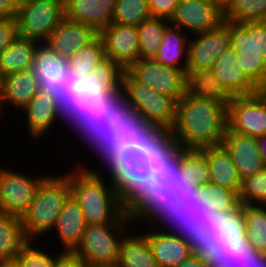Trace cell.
I'll return each mask as SVG.
<instances>
[{"instance_id": "obj_1", "label": "cell", "mask_w": 266, "mask_h": 267, "mask_svg": "<svg viewBox=\"0 0 266 267\" xmlns=\"http://www.w3.org/2000/svg\"><path fill=\"white\" fill-rule=\"evenodd\" d=\"M184 150L168 141L124 176L126 210L133 222L142 221L155 228L154 224L157 225L176 194L199 190L198 185L190 184L182 177Z\"/></svg>"}, {"instance_id": "obj_2", "label": "cell", "mask_w": 266, "mask_h": 267, "mask_svg": "<svg viewBox=\"0 0 266 267\" xmlns=\"http://www.w3.org/2000/svg\"><path fill=\"white\" fill-rule=\"evenodd\" d=\"M130 108L125 94L114 84L81 93L65 112V118L98 154L107 143L115 140L118 124Z\"/></svg>"}, {"instance_id": "obj_3", "label": "cell", "mask_w": 266, "mask_h": 267, "mask_svg": "<svg viewBox=\"0 0 266 267\" xmlns=\"http://www.w3.org/2000/svg\"><path fill=\"white\" fill-rule=\"evenodd\" d=\"M168 142V132L144 119L132 107L118 124L116 138L99 152V158L109 168L125 176Z\"/></svg>"}, {"instance_id": "obj_4", "label": "cell", "mask_w": 266, "mask_h": 267, "mask_svg": "<svg viewBox=\"0 0 266 267\" xmlns=\"http://www.w3.org/2000/svg\"><path fill=\"white\" fill-rule=\"evenodd\" d=\"M227 129V108L185 93L177 101L176 122L168 141L186 150L220 146Z\"/></svg>"}, {"instance_id": "obj_5", "label": "cell", "mask_w": 266, "mask_h": 267, "mask_svg": "<svg viewBox=\"0 0 266 267\" xmlns=\"http://www.w3.org/2000/svg\"><path fill=\"white\" fill-rule=\"evenodd\" d=\"M64 174L69 179L71 195L84 213L87 225L118 223L126 214L124 176L111 172L110 184L102 175L84 168ZM105 181V182H104Z\"/></svg>"}, {"instance_id": "obj_6", "label": "cell", "mask_w": 266, "mask_h": 267, "mask_svg": "<svg viewBox=\"0 0 266 267\" xmlns=\"http://www.w3.org/2000/svg\"><path fill=\"white\" fill-rule=\"evenodd\" d=\"M181 234L190 241L194 253L207 261L216 254L254 252L247 244L241 208L229 215L213 212L200 226H187Z\"/></svg>"}, {"instance_id": "obj_7", "label": "cell", "mask_w": 266, "mask_h": 267, "mask_svg": "<svg viewBox=\"0 0 266 267\" xmlns=\"http://www.w3.org/2000/svg\"><path fill=\"white\" fill-rule=\"evenodd\" d=\"M70 196L71 187L65 175H48L38 187L29 210L21 218L26 239L33 241L35 237L53 230Z\"/></svg>"}, {"instance_id": "obj_8", "label": "cell", "mask_w": 266, "mask_h": 267, "mask_svg": "<svg viewBox=\"0 0 266 267\" xmlns=\"http://www.w3.org/2000/svg\"><path fill=\"white\" fill-rule=\"evenodd\" d=\"M115 84L125 94L127 103L144 119L166 132L176 122L177 101L136 81L126 70L116 72Z\"/></svg>"}, {"instance_id": "obj_9", "label": "cell", "mask_w": 266, "mask_h": 267, "mask_svg": "<svg viewBox=\"0 0 266 267\" xmlns=\"http://www.w3.org/2000/svg\"><path fill=\"white\" fill-rule=\"evenodd\" d=\"M242 72L258 87L266 74V21L230 22V43Z\"/></svg>"}, {"instance_id": "obj_10", "label": "cell", "mask_w": 266, "mask_h": 267, "mask_svg": "<svg viewBox=\"0 0 266 267\" xmlns=\"http://www.w3.org/2000/svg\"><path fill=\"white\" fill-rule=\"evenodd\" d=\"M131 222L134 224L127 213L118 223L87 225L74 252L86 264L117 265L124 231L129 230L127 225Z\"/></svg>"}, {"instance_id": "obj_11", "label": "cell", "mask_w": 266, "mask_h": 267, "mask_svg": "<svg viewBox=\"0 0 266 267\" xmlns=\"http://www.w3.org/2000/svg\"><path fill=\"white\" fill-rule=\"evenodd\" d=\"M68 60L72 81L81 93L115 84L116 73L106 61L104 44L99 34Z\"/></svg>"}, {"instance_id": "obj_12", "label": "cell", "mask_w": 266, "mask_h": 267, "mask_svg": "<svg viewBox=\"0 0 266 267\" xmlns=\"http://www.w3.org/2000/svg\"><path fill=\"white\" fill-rule=\"evenodd\" d=\"M64 18V0H35L18 9L19 36L46 43Z\"/></svg>"}, {"instance_id": "obj_13", "label": "cell", "mask_w": 266, "mask_h": 267, "mask_svg": "<svg viewBox=\"0 0 266 267\" xmlns=\"http://www.w3.org/2000/svg\"><path fill=\"white\" fill-rule=\"evenodd\" d=\"M126 71L141 84L178 101L186 93V71L162 65L150 59H139Z\"/></svg>"}, {"instance_id": "obj_14", "label": "cell", "mask_w": 266, "mask_h": 267, "mask_svg": "<svg viewBox=\"0 0 266 267\" xmlns=\"http://www.w3.org/2000/svg\"><path fill=\"white\" fill-rule=\"evenodd\" d=\"M99 35L104 44L106 61L115 73L126 70L140 59L137 26L111 23Z\"/></svg>"}, {"instance_id": "obj_15", "label": "cell", "mask_w": 266, "mask_h": 267, "mask_svg": "<svg viewBox=\"0 0 266 267\" xmlns=\"http://www.w3.org/2000/svg\"><path fill=\"white\" fill-rule=\"evenodd\" d=\"M227 128L253 138L266 134V99L258 93L235 96L227 108Z\"/></svg>"}, {"instance_id": "obj_16", "label": "cell", "mask_w": 266, "mask_h": 267, "mask_svg": "<svg viewBox=\"0 0 266 267\" xmlns=\"http://www.w3.org/2000/svg\"><path fill=\"white\" fill-rule=\"evenodd\" d=\"M46 177L31 178L6 168L1 178L0 212L22 218Z\"/></svg>"}, {"instance_id": "obj_17", "label": "cell", "mask_w": 266, "mask_h": 267, "mask_svg": "<svg viewBox=\"0 0 266 267\" xmlns=\"http://www.w3.org/2000/svg\"><path fill=\"white\" fill-rule=\"evenodd\" d=\"M198 192L199 190H192L176 194L165 214L157 221L160 222L158 225L161 224L159 227L165 225L166 228L170 227V231L174 229L175 232L182 233L187 226H200L207 220L214 211L199 197Z\"/></svg>"}, {"instance_id": "obj_18", "label": "cell", "mask_w": 266, "mask_h": 267, "mask_svg": "<svg viewBox=\"0 0 266 267\" xmlns=\"http://www.w3.org/2000/svg\"><path fill=\"white\" fill-rule=\"evenodd\" d=\"M194 37L188 43L186 71L212 69L217 58L229 46L230 22L224 21L216 29L194 34Z\"/></svg>"}, {"instance_id": "obj_19", "label": "cell", "mask_w": 266, "mask_h": 267, "mask_svg": "<svg viewBox=\"0 0 266 267\" xmlns=\"http://www.w3.org/2000/svg\"><path fill=\"white\" fill-rule=\"evenodd\" d=\"M38 86V91L47 93L57 104L59 82L63 73H71L68 59L52 50L46 43L39 44L29 68Z\"/></svg>"}, {"instance_id": "obj_20", "label": "cell", "mask_w": 266, "mask_h": 267, "mask_svg": "<svg viewBox=\"0 0 266 267\" xmlns=\"http://www.w3.org/2000/svg\"><path fill=\"white\" fill-rule=\"evenodd\" d=\"M223 22L224 15L207 0H179L170 20L172 25L195 34L216 29Z\"/></svg>"}, {"instance_id": "obj_21", "label": "cell", "mask_w": 266, "mask_h": 267, "mask_svg": "<svg viewBox=\"0 0 266 267\" xmlns=\"http://www.w3.org/2000/svg\"><path fill=\"white\" fill-rule=\"evenodd\" d=\"M162 229L164 228H156L152 233L146 232L143 235L148 240L158 267L179 266L194 254L192 244L181 233Z\"/></svg>"}, {"instance_id": "obj_22", "label": "cell", "mask_w": 266, "mask_h": 267, "mask_svg": "<svg viewBox=\"0 0 266 267\" xmlns=\"http://www.w3.org/2000/svg\"><path fill=\"white\" fill-rule=\"evenodd\" d=\"M221 145L230 154L240 180L266 167L253 137L232 132L227 128Z\"/></svg>"}, {"instance_id": "obj_23", "label": "cell", "mask_w": 266, "mask_h": 267, "mask_svg": "<svg viewBox=\"0 0 266 267\" xmlns=\"http://www.w3.org/2000/svg\"><path fill=\"white\" fill-rule=\"evenodd\" d=\"M236 60V51L229 45L212 67L214 76L232 96H248L257 93V86L242 72Z\"/></svg>"}, {"instance_id": "obj_24", "label": "cell", "mask_w": 266, "mask_h": 267, "mask_svg": "<svg viewBox=\"0 0 266 267\" xmlns=\"http://www.w3.org/2000/svg\"><path fill=\"white\" fill-rule=\"evenodd\" d=\"M98 33L86 24L64 18L54 29L46 44L63 58H71Z\"/></svg>"}, {"instance_id": "obj_25", "label": "cell", "mask_w": 266, "mask_h": 267, "mask_svg": "<svg viewBox=\"0 0 266 267\" xmlns=\"http://www.w3.org/2000/svg\"><path fill=\"white\" fill-rule=\"evenodd\" d=\"M115 0H64L65 18L86 24L98 34L111 24Z\"/></svg>"}, {"instance_id": "obj_26", "label": "cell", "mask_w": 266, "mask_h": 267, "mask_svg": "<svg viewBox=\"0 0 266 267\" xmlns=\"http://www.w3.org/2000/svg\"><path fill=\"white\" fill-rule=\"evenodd\" d=\"M27 116V129L29 135L39 139L52 128L57 118H64L65 113L47 93L37 92L30 103L23 108Z\"/></svg>"}, {"instance_id": "obj_27", "label": "cell", "mask_w": 266, "mask_h": 267, "mask_svg": "<svg viewBox=\"0 0 266 267\" xmlns=\"http://www.w3.org/2000/svg\"><path fill=\"white\" fill-rule=\"evenodd\" d=\"M86 226L83 210L71 195L54 226L63 246L61 251L74 252L81 243Z\"/></svg>"}, {"instance_id": "obj_28", "label": "cell", "mask_w": 266, "mask_h": 267, "mask_svg": "<svg viewBox=\"0 0 266 267\" xmlns=\"http://www.w3.org/2000/svg\"><path fill=\"white\" fill-rule=\"evenodd\" d=\"M37 92L36 80L29 69L6 74L0 78V110L6 103L22 110Z\"/></svg>"}, {"instance_id": "obj_29", "label": "cell", "mask_w": 266, "mask_h": 267, "mask_svg": "<svg viewBox=\"0 0 266 267\" xmlns=\"http://www.w3.org/2000/svg\"><path fill=\"white\" fill-rule=\"evenodd\" d=\"M206 158L209 167V183L239 193L241 180L228 151L222 146L205 147L199 150Z\"/></svg>"}, {"instance_id": "obj_30", "label": "cell", "mask_w": 266, "mask_h": 267, "mask_svg": "<svg viewBox=\"0 0 266 267\" xmlns=\"http://www.w3.org/2000/svg\"><path fill=\"white\" fill-rule=\"evenodd\" d=\"M186 93L194 98L218 102L226 108L233 98L214 76L212 69L186 71Z\"/></svg>"}, {"instance_id": "obj_31", "label": "cell", "mask_w": 266, "mask_h": 267, "mask_svg": "<svg viewBox=\"0 0 266 267\" xmlns=\"http://www.w3.org/2000/svg\"><path fill=\"white\" fill-rule=\"evenodd\" d=\"M186 36L180 27L169 23L163 32V41L153 59L164 66L186 71L189 46L187 43L190 41ZM182 56L184 61L181 59Z\"/></svg>"}, {"instance_id": "obj_32", "label": "cell", "mask_w": 266, "mask_h": 267, "mask_svg": "<svg viewBox=\"0 0 266 267\" xmlns=\"http://www.w3.org/2000/svg\"><path fill=\"white\" fill-rule=\"evenodd\" d=\"M39 42L18 36L0 54V78L12 72L28 70L33 63Z\"/></svg>"}, {"instance_id": "obj_33", "label": "cell", "mask_w": 266, "mask_h": 267, "mask_svg": "<svg viewBox=\"0 0 266 267\" xmlns=\"http://www.w3.org/2000/svg\"><path fill=\"white\" fill-rule=\"evenodd\" d=\"M27 241L21 218L0 212V262L15 260Z\"/></svg>"}, {"instance_id": "obj_34", "label": "cell", "mask_w": 266, "mask_h": 267, "mask_svg": "<svg viewBox=\"0 0 266 267\" xmlns=\"http://www.w3.org/2000/svg\"><path fill=\"white\" fill-rule=\"evenodd\" d=\"M117 267H158L148 240L143 234L125 235Z\"/></svg>"}, {"instance_id": "obj_35", "label": "cell", "mask_w": 266, "mask_h": 267, "mask_svg": "<svg viewBox=\"0 0 266 267\" xmlns=\"http://www.w3.org/2000/svg\"><path fill=\"white\" fill-rule=\"evenodd\" d=\"M245 216L247 244L266 259V206L240 205Z\"/></svg>"}, {"instance_id": "obj_36", "label": "cell", "mask_w": 266, "mask_h": 267, "mask_svg": "<svg viewBox=\"0 0 266 267\" xmlns=\"http://www.w3.org/2000/svg\"><path fill=\"white\" fill-rule=\"evenodd\" d=\"M169 23L168 19L151 16L137 26L140 59L154 58L163 41V32Z\"/></svg>"}, {"instance_id": "obj_37", "label": "cell", "mask_w": 266, "mask_h": 267, "mask_svg": "<svg viewBox=\"0 0 266 267\" xmlns=\"http://www.w3.org/2000/svg\"><path fill=\"white\" fill-rule=\"evenodd\" d=\"M198 194L212 211L220 215H229L240 208L238 195L230 189L207 183L199 186Z\"/></svg>"}, {"instance_id": "obj_38", "label": "cell", "mask_w": 266, "mask_h": 267, "mask_svg": "<svg viewBox=\"0 0 266 267\" xmlns=\"http://www.w3.org/2000/svg\"><path fill=\"white\" fill-rule=\"evenodd\" d=\"M182 177L190 184L204 185L209 183L207 158L199 150H184L181 159Z\"/></svg>"}, {"instance_id": "obj_39", "label": "cell", "mask_w": 266, "mask_h": 267, "mask_svg": "<svg viewBox=\"0 0 266 267\" xmlns=\"http://www.w3.org/2000/svg\"><path fill=\"white\" fill-rule=\"evenodd\" d=\"M149 17L148 0H115L111 23L138 26Z\"/></svg>"}, {"instance_id": "obj_40", "label": "cell", "mask_w": 266, "mask_h": 267, "mask_svg": "<svg viewBox=\"0 0 266 267\" xmlns=\"http://www.w3.org/2000/svg\"><path fill=\"white\" fill-rule=\"evenodd\" d=\"M238 200L240 205L266 206V167L241 180Z\"/></svg>"}, {"instance_id": "obj_41", "label": "cell", "mask_w": 266, "mask_h": 267, "mask_svg": "<svg viewBox=\"0 0 266 267\" xmlns=\"http://www.w3.org/2000/svg\"><path fill=\"white\" fill-rule=\"evenodd\" d=\"M224 21L233 23L266 21V0H236Z\"/></svg>"}, {"instance_id": "obj_42", "label": "cell", "mask_w": 266, "mask_h": 267, "mask_svg": "<svg viewBox=\"0 0 266 267\" xmlns=\"http://www.w3.org/2000/svg\"><path fill=\"white\" fill-rule=\"evenodd\" d=\"M209 263L214 267H266V259L255 252L216 254Z\"/></svg>"}, {"instance_id": "obj_43", "label": "cell", "mask_w": 266, "mask_h": 267, "mask_svg": "<svg viewBox=\"0 0 266 267\" xmlns=\"http://www.w3.org/2000/svg\"><path fill=\"white\" fill-rule=\"evenodd\" d=\"M31 240H28L21 248L20 253L16 257V261L22 267H53L54 260L60 252L55 256L47 254L44 250L36 249L31 246Z\"/></svg>"}, {"instance_id": "obj_44", "label": "cell", "mask_w": 266, "mask_h": 267, "mask_svg": "<svg viewBox=\"0 0 266 267\" xmlns=\"http://www.w3.org/2000/svg\"><path fill=\"white\" fill-rule=\"evenodd\" d=\"M81 94L79 89L72 81L71 73H63L59 82V97H57V105L65 113L72 102Z\"/></svg>"}, {"instance_id": "obj_45", "label": "cell", "mask_w": 266, "mask_h": 267, "mask_svg": "<svg viewBox=\"0 0 266 267\" xmlns=\"http://www.w3.org/2000/svg\"><path fill=\"white\" fill-rule=\"evenodd\" d=\"M19 36L16 18H0V54Z\"/></svg>"}, {"instance_id": "obj_46", "label": "cell", "mask_w": 266, "mask_h": 267, "mask_svg": "<svg viewBox=\"0 0 266 267\" xmlns=\"http://www.w3.org/2000/svg\"><path fill=\"white\" fill-rule=\"evenodd\" d=\"M179 0H148L151 16L171 20Z\"/></svg>"}, {"instance_id": "obj_47", "label": "cell", "mask_w": 266, "mask_h": 267, "mask_svg": "<svg viewBox=\"0 0 266 267\" xmlns=\"http://www.w3.org/2000/svg\"><path fill=\"white\" fill-rule=\"evenodd\" d=\"M87 264L75 253L60 251L55 257L53 267H86Z\"/></svg>"}, {"instance_id": "obj_48", "label": "cell", "mask_w": 266, "mask_h": 267, "mask_svg": "<svg viewBox=\"0 0 266 267\" xmlns=\"http://www.w3.org/2000/svg\"><path fill=\"white\" fill-rule=\"evenodd\" d=\"M18 9L14 0H0V18H17Z\"/></svg>"}, {"instance_id": "obj_49", "label": "cell", "mask_w": 266, "mask_h": 267, "mask_svg": "<svg viewBox=\"0 0 266 267\" xmlns=\"http://www.w3.org/2000/svg\"><path fill=\"white\" fill-rule=\"evenodd\" d=\"M209 265V261H207L203 256L194 253L176 267H208Z\"/></svg>"}, {"instance_id": "obj_50", "label": "cell", "mask_w": 266, "mask_h": 267, "mask_svg": "<svg viewBox=\"0 0 266 267\" xmlns=\"http://www.w3.org/2000/svg\"><path fill=\"white\" fill-rule=\"evenodd\" d=\"M216 8L225 16L235 5L236 0H211Z\"/></svg>"}, {"instance_id": "obj_51", "label": "cell", "mask_w": 266, "mask_h": 267, "mask_svg": "<svg viewBox=\"0 0 266 267\" xmlns=\"http://www.w3.org/2000/svg\"><path fill=\"white\" fill-rule=\"evenodd\" d=\"M256 139L258 150L261 155V158L263 159V162L266 165V134L263 136H259Z\"/></svg>"}, {"instance_id": "obj_52", "label": "cell", "mask_w": 266, "mask_h": 267, "mask_svg": "<svg viewBox=\"0 0 266 267\" xmlns=\"http://www.w3.org/2000/svg\"><path fill=\"white\" fill-rule=\"evenodd\" d=\"M257 93L266 99V74L264 79L262 80V82L259 84V86L257 87Z\"/></svg>"}, {"instance_id": "obj_53", "label": "cell", "mask_w": 266, "mask_h": 267, "mask_svg": "<svg viewBox=\"0 0 266 267\" xmlns=\"http://www.w3.org/2000/svg\"><path fill=\"white\" fill-rule=\"evenodd\" d=\"M0 267H22L16 260L0 262Z\"/></svg>"}, {"instance_id": "obj_54", "label": "cell", "mask_w": 266, "mask_h": 267, "mask_svg": "<svg viewBox=\"0 0 266 267\" xmlns=\"http://www.w3.org/2000/svg\"><path fill=\"white\" fill-rule=\"evenodd\" d=\"M14 1H15L16 5L18 6V8H20V7H22L26 4H29L35 0H14Z\"/></svg>"}, {"instance_id": "obj_55", "label": "cell", "mask_w": 266, "mask_h": 267, "mask_svg": "<svg viewBox=\"0 0 266 267\" xmlns=\"http://www.w3.org/2000/svg\"><path fill=\"white\" fill-rule=\"evenodd\" d=\"M86 267H117V265H90V264H87Z\"/></svg>"}, {"instance_id": "obj_56", "label": "cell", "mask_w": 266, "mask_h": 267, "mask_svg": "<svg viewBox=\"0 0 266 267\" xmlns=\"http://www.w3.org/2000/svg\"><path fill=\"white\" fill-rule=\"evenodd\" d=\"M6 168L0 167V187H1V178Z\"/></svg>"}]
</instances>
